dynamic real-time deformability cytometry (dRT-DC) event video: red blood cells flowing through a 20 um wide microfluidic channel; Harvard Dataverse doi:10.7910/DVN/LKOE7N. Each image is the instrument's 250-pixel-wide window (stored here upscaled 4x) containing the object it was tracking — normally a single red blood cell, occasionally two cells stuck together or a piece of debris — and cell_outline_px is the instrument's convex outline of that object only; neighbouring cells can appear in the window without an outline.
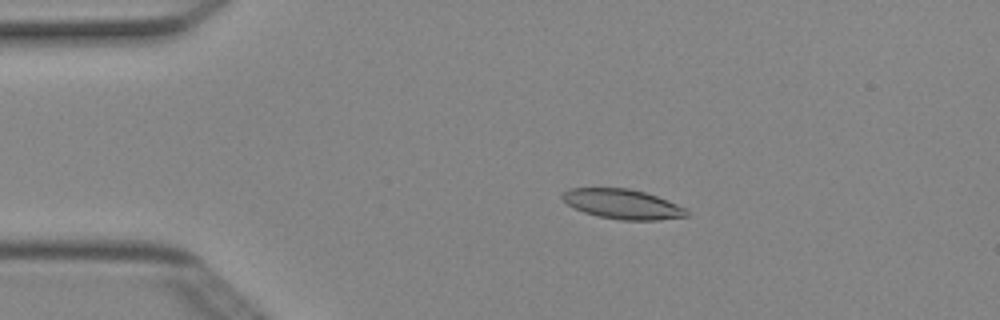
{"species": "Egyptian fruit bat (a non-hibernating species)", "species_latin": "Rousettus aegyptiacus", "temperature_condition": "cold", "stored_images_in_passage": 4, "camera_frame_rate_fps": 3000, "um_per_image_px": 0.085, "animal": {"sex": "female"}, "frame": {"image": 1, "passage_image": 3, "time_ms": 0.667, "image_size_px": [1000, 320], "cell_outline_px": [[688, 216], [656, 220], [620, 220], [596, 216], [584, 212], [568, 204], [560, 196], [568, 188], [628, 188], [644, 192], [668, 200], [684, 208], [688, 212]], "centroid_in_image_um": [52.9, 17.35], "position_along_channel_um": 32.1, "area_um2": 21.39}}